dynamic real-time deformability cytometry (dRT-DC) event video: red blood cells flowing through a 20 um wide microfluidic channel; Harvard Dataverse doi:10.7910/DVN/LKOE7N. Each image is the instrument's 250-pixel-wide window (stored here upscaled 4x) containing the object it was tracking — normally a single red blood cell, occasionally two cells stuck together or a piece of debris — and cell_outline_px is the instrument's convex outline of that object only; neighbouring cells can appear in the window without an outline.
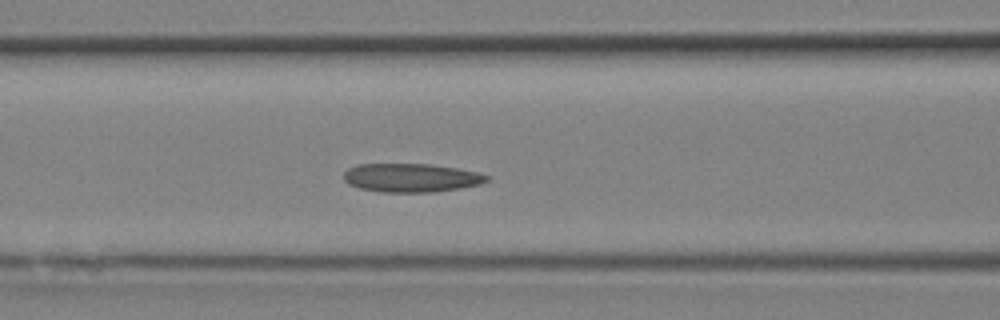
{"species": "Egyptian fruit bat (a non-hibernating species)", "species_latin": "Rousettus aegyptiacus", "temperature_condition": "room temperature", "stored_images_in_passage": 12, "camera_frame_rate_fps": 3000, "um_per_image_px": 0.085, "animal": {"sex": "female"}, "frame": {"image": 1, "passage_image": 6, "time_ms": 1.667, "image_size_px": [1000, 320], "cell_outline_px": [[492, 176], [488, 180], [480, 184], [460, 188], [432, 192], [384, 192], [360, 188], [348, 184], [344, 180], [344, 172], [348, 168], [356, 164], [432, 164], [480, 172]], "centroid_in_image_um": [34.97, 15.1], "position_along_channel_um": 131.6, "area_um2": 23.99}}
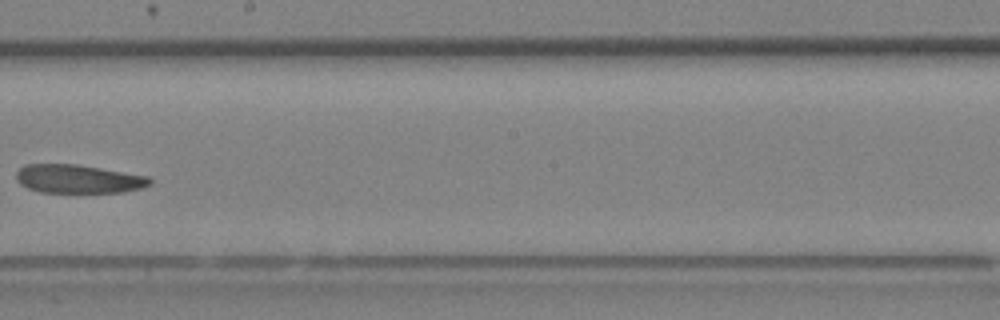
{"frame": {"image": 2, "passage_image": 10, "time_ms": 3.0, "image_size_px": [1000, 320], "cell_outline_px": [[152, 184], [140, 188], [124, 192], [40, 192], [28, 188], [20, 184], [16, 180], [16, 172], [24, 164], [76, 164], [148, 176], [152, 180]], "centroid_in_image_um": [6.64, 15.2], "position_along_channel_um": 241.6, "area_um2": 22.2}}
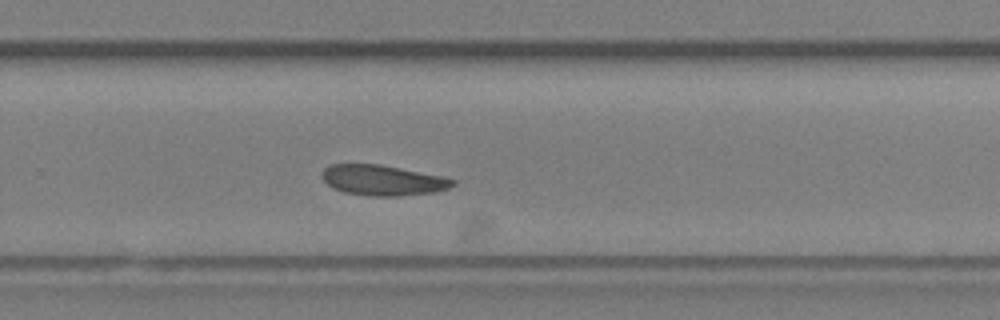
{"frame": {"image": 3, "passage_image": 12, "time_ms": 3.667, "image_size_px": [1000, 320], "cell_outline_px": [[456, 184], [448, 188], [436, 192], [400, 196], [368, 196], [344, 192], [332, 188], [320, 176], [324, 168], [328, 164], [380, 164], [444, 176], [456, 180]], "centroid_in_image_um": [32.54, 15.32], "position_along_channel_um": 297.3, "area_um2": 23.47}}